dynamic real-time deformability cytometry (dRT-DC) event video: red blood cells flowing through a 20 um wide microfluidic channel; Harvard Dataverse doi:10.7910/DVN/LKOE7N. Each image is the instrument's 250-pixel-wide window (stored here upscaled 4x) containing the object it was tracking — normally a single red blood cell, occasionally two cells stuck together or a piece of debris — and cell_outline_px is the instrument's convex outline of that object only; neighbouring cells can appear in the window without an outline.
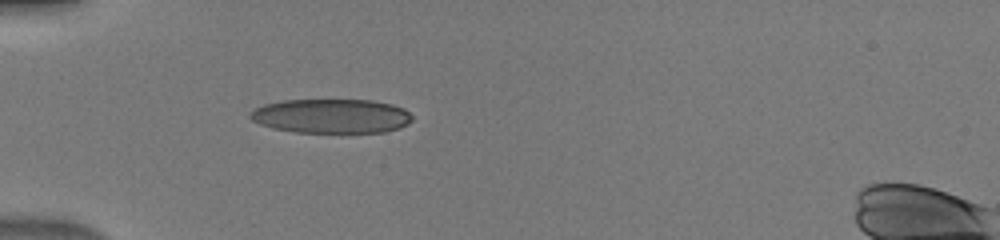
{"species": "human", "species_latin": "Homo sapiens", "temperature_condition": "warm", "stored_images_in_passage": 31, "camera_frame_rate_fps": 3000, "um_per_image_px": 0.085, "donor": {"sex": "male"}, "frame": {"image": 1, "passage_image": 1, "time_ms": 0.0, "image_size_px": [1000, 240], "cell_outline_px": [[412, 120], [408, 124], [400, 128], [384, 132], [296, 132], [272, 128], [260, 124], [252, 120], [248, 116], [248, 112], [264, 104], [280, 100], [372, 100], [392, 104], [404, 108], [412, 116]], "centroid_in_image_um": [28.15, 9.86], "position_along_channel_um": 56.8, "area_um2": 32.54}}